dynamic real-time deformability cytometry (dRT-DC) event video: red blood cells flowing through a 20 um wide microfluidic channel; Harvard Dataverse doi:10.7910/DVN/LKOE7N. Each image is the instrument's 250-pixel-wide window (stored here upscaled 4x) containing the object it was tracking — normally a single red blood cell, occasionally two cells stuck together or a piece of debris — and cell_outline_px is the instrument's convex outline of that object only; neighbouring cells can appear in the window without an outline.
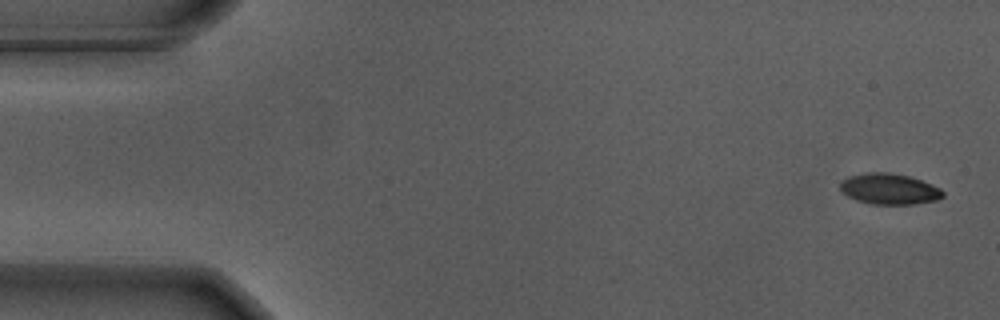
{"species": "Egyptian fruit bat (a non-hibernating species)", "species_latin": "Rousettus aegyptiacus", "temperature_condition": "warm", "stored_images_in_passage": 19, "camera_frame_rate_fps": 3000, "um_per_image_px": 0.085, "animal": {"sex": "male"}, "frame": {"image": 1, "passage_image": 1, "time_ms": 0.0, "image_size_px": [1000, 320], "cell_outline_px": [[944, 196], [936, 200], [916, 204], [872, 204], [856, 200], [840, 192], [840, 180], [848, 176], [868, 172], [888, 172], [908, 176], [932, 184], [940, 188], [944, 192]], "centroid_in_image_um": [75.56, 16.06], "position_along_channel_um": 9.4, "area_um2": 18.61}}
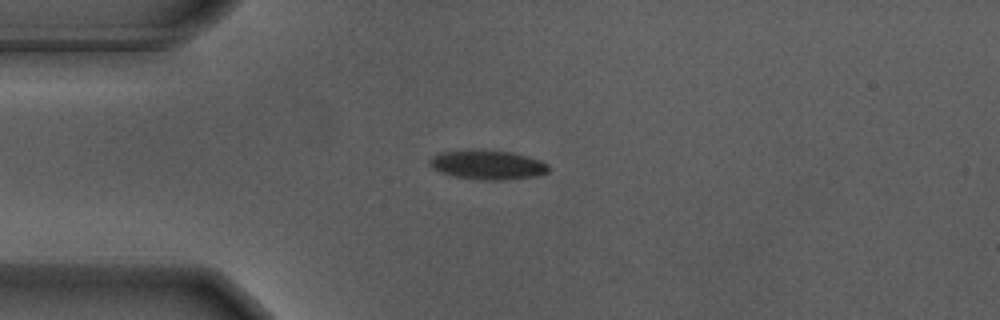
{"frame": {"image": 2, "passage_image": 13, "time_ms": 4.0, "image_size_px": [1000, 320], "cell_outline_px": [[548, 172], [536, 176], [500, 180], [484, 180], [456, 176], [432, 168], [428, 164], [428, 160], [432, 156], [440, 152], [476, 148], [512, 152], [528, 156], [540, 160], [548, 164]], "centroid_in_image_um": [41.43, 13.98], "position_along_channel_um": 43.6, "area_um2": 20.46}}
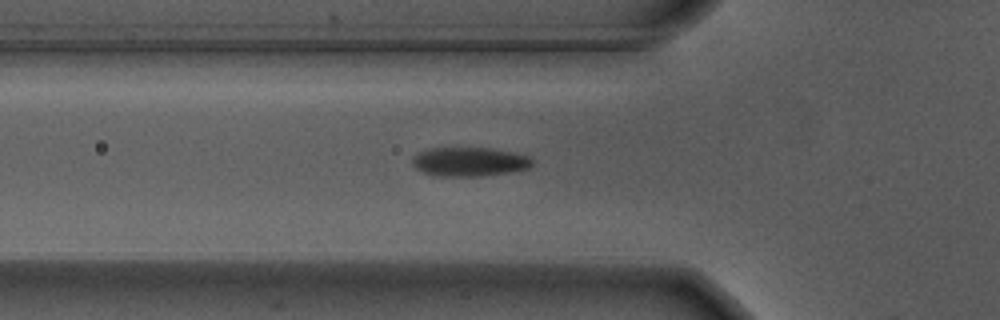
{"frame": {"image": 3, "passage_image": 18, "time_ms": 5.667, "image_size_px": [1000, 320], "cell_outline_px": [[532, 164], [528, 168], [508, 172], [484, 176], [432, 176], [416, 168], [412, 164], [412, 160], [420, 152], [428, 148], [492, 148], [512, 152], [528, 156], [532, 160]], "centroid_in_image_um": [39.89, 13.75], "position_along_channel_um": 85.9, "area_um2": 20.17}}